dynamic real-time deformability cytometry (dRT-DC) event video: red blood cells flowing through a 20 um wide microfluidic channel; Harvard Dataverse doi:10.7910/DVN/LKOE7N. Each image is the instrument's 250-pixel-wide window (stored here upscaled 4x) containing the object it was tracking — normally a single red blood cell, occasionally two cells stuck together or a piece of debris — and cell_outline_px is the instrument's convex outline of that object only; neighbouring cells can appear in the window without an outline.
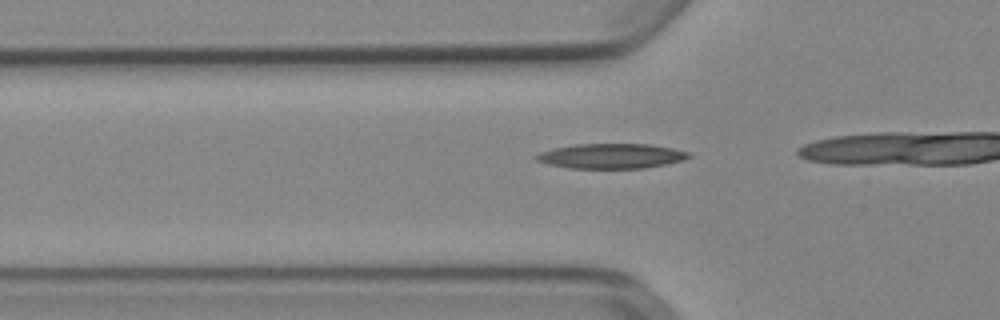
{"species": "Egyptian fruit bat (a non-hibernating species)", "species_latin": "Rousettus aegyptiacus", "temperature_condition": "cold", "stored_images_in_passage": 6, "camera_frame_rate_fps": 3000, "um_per_image_px": 0.085, "animal": {"sex": "female"}, "frame": {"image": 1, "passage_image": 3, "time_ms": 0.667, "image_size_px": [1000, 320], "cell_outline_px": [[692, 156], [684, 160], [644, 168], [568, 168], [548, 164], [536, 160], [532, 156], [540, 152], [552, 148], [576, 144], [648, 144], [672, 148], [688, 152]], "centroid_in_image_um": [51.91, 13.26], "position_along_channel_um": 73.9, "area_um2": 22.14}}